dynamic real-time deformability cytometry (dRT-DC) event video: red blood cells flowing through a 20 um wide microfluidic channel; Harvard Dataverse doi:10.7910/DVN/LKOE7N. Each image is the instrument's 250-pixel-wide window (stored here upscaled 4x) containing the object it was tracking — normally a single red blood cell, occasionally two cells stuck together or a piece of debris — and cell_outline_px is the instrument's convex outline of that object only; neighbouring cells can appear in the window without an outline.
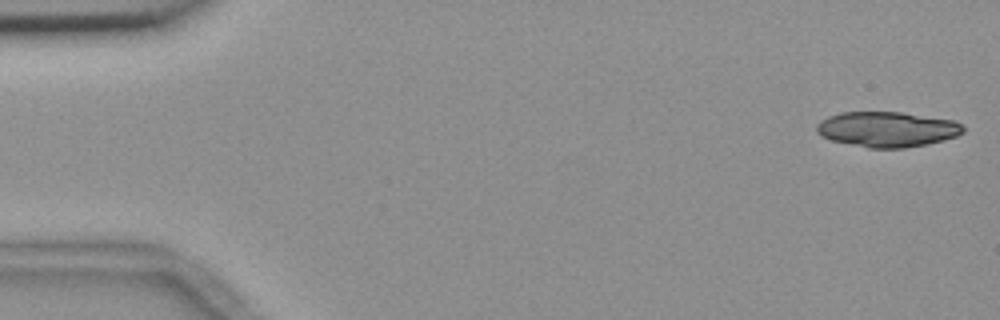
{"species": "common noctule bat (a hibernating species)", "species_latin": "Nyctalus noctula", "temperature_condition": "room temperature", "stored_images_in_passage": 55, "camera_frame_rate_fps": 3000, "um_per_image_px": 0.085, "animal": {"sex": "female", "body_mass_g": 18.4}, "frame": {"image": 1, "passage_image": 1, "time_ms": 0.0, "image_size_px": [1000, 320], "cell_outline_px": [[964, 132], [956, 136], [944, 140], [928, 144], [904, 148], [868, 148], [832, 140], [820, 136], [816, 132], [816, 124], [828, 116], [840, 112], [900, 112], [956, 120], [964, 128]], "centroid_in_image_um": [75.41, 10.99], "position_along_channel_um": 9.6, "area_um2": 30.29}}
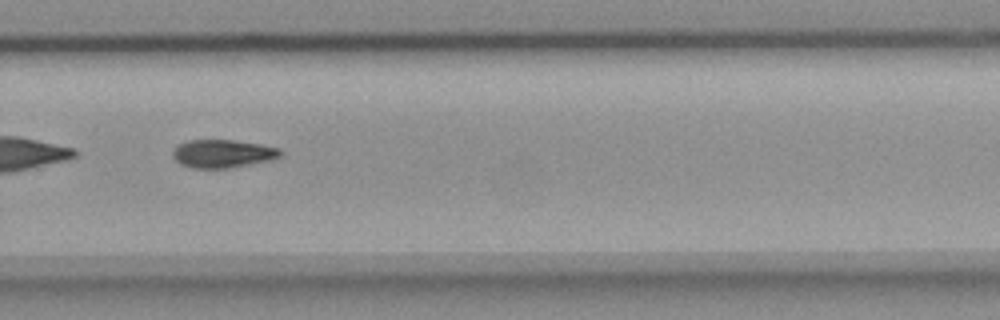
{"frame": {"image": 2, "passage_image": 37, "time_ms": 12.0, "image_size_px": [1000, 320], "cell_outline_px": [[284, 152], [280, 156], [272, 160], [228, 168], [192, 168], [180, 164], [172, 156], [172, 152], [180, 144], [188, 140], [232, 140], [260, 144], [280, 148]], "centroid_in_image_um": [18.96, 13.06], "position_along_channel_um": 310.8, "area_um2": 17.63}}
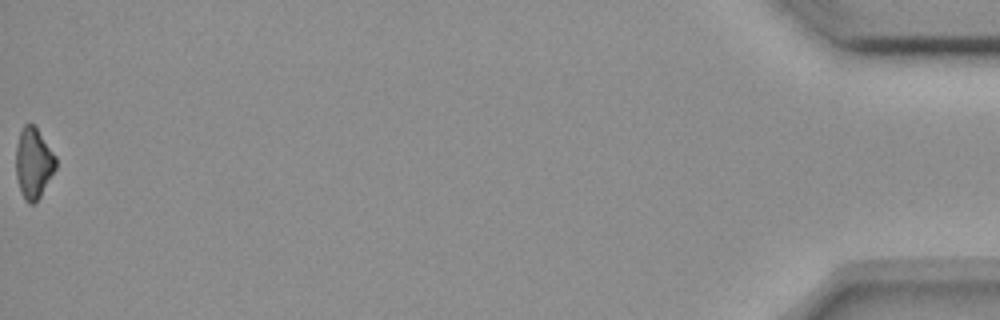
{"frame": {"image": 3, "passage_image": 55, "time_ms": 18.0, "image_size_px": [1000, 320], "cell_outline_px": [[56, 168], [36, 204], [28, 204], [24, 200], [16, 176], [16, 144], [20, 132], [24, 124], [32, 124], [36, 128], [56, 156]], "centroid_in_image_um": [2.84, 13.9], "position_along_channel_um": 432.4, "area_um2": 16.36}, "authors_computed_cell_mechanics": {"area_um2": 18.5538, "velocity_mm_per_s": 3.6971, "shape_relaxation_time_tau1_ms": 4.8697, "shape_relaxation_time_tau2_ms": null, "deformation_change_tau1": 0.1382, "deformation_change_tau2": null}}